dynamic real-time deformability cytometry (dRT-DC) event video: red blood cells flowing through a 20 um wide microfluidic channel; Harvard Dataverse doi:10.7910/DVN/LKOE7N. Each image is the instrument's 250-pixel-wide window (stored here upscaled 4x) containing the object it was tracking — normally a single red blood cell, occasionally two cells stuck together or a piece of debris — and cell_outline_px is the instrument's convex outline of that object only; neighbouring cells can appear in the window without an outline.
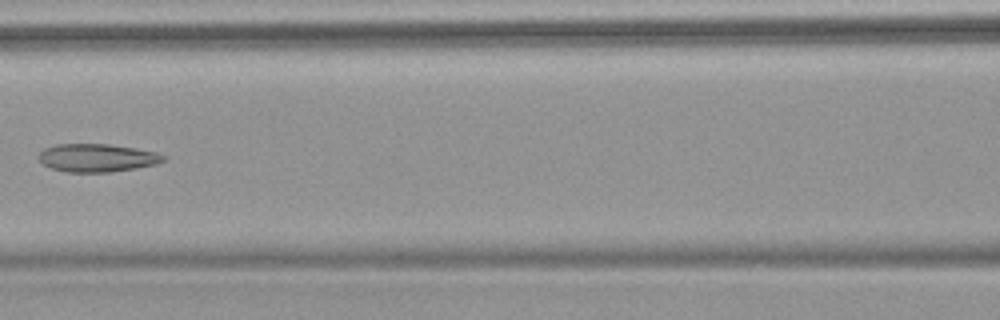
{"species": "common noctule bat (a hibernating species)", "species_latin": "Nyctalus noctula", "temperature_condition": "warm", "stored_images_in_passage": 7, "camera_frame_rate_fps": 3000, "um_per_image_px": 0.085, "animal": {"sex": "female", "body_mass_g": 18.4}, "frame": {"image": 1, "passage_image": 6, "time_ms": 6.0, "image_size_px": [1000, 320], "cell_outline_px": [[168, 156], [164, 160], [156, 164], [136, 168], [112, 172], [68, 172], [52, 168], [44, 164], [40, 160], [40, 152], [44, 148], [56, 144], [112, 144], [156, 152]], "centroid_in_image_um": [8.29, 13.41], "position_along_channel_um": 158.3, "area_um2": 20.35}}
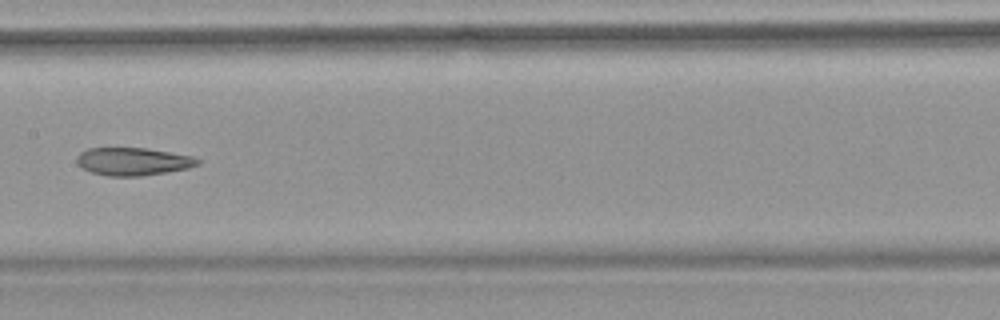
{"frame": {"image": 2, "passage_image": 7, "time_ms": 7.0, "image_size_px": [1000, 320], "cell_outline_px": [[200, 164], [188, 168], [140, 176], [108, 176], [92, 172], [80, 168], [76, 164], [76, 156], [80, 152], [88, 148], [148, 148], [192, 156], [200, 160]], "centroid_in_image_um": [11.26, 13.72], "position_along_channel_um": 196.1, "area_um2": 19.65}}